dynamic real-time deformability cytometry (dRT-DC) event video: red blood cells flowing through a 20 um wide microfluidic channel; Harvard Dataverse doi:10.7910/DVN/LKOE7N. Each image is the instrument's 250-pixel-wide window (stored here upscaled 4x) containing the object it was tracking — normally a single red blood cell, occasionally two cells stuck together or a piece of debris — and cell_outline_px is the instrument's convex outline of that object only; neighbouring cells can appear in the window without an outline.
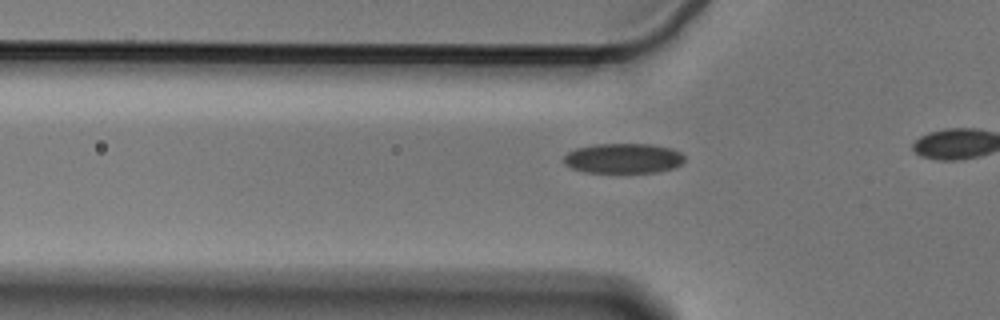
{"species": "Egyptian fruit bat (a non-hibernating species)", "species_latin": "Rousettus aegyptiacus", "temperature_condition": "cold", "stored_images_in_passage": 7, "camera_frame_rate_fps": 3000, "um_per_image_px": 0.085, "animal": {"sex": "male"}, "frame": {"image": 1, "passage_image": 4, "time_ms": 1.0, "image_size_px": [1000, 320], "cell_outline_px": [[684, 160], [676, 168], [660, 172], [584, 172], [572, 168], [564, 164], [564, 156], [568, 152], [576, 148], [592, 144], [652, 144], [672, 148], [680, 152], [684, 156]], "centroid_in_image_um": [53.0, 13.45], "position_along_channel_um": 72.8, "area_um2": 21.27}}